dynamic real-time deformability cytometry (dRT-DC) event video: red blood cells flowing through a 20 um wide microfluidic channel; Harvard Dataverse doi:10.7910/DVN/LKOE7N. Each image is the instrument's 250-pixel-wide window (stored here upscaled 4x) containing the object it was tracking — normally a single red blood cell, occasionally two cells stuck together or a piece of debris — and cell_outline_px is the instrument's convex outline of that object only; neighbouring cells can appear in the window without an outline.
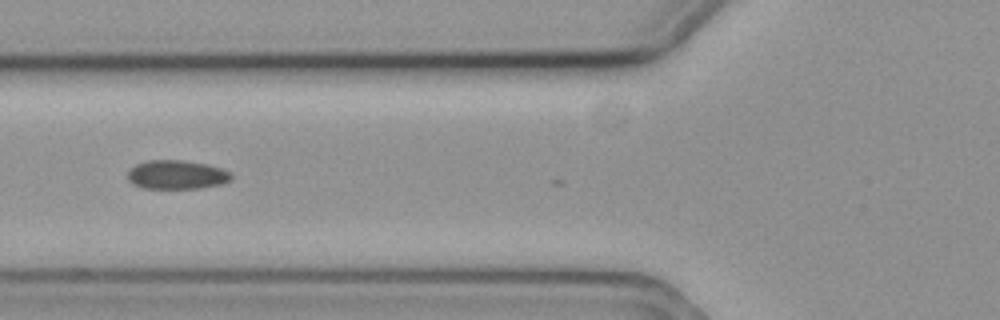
{"species": "common noctule bat (a hibernating species)", "species_latin": "Nyctalus noctula", "temperature_condition": "cold", "stored_images_in_passage": 25, "camera_frame_rate_fps": 3000, "um_per_image_px": 0.085, "animal": {"sex": "female", "body_mass_g": 19.3, "forearm_length_mm": 54.1}, "frame": {"image": 1, "passage_image": 2, "time_ms": 0.333, "image_size_px": [1000, 320], "cell_outline_px": [[232, 180], [220, 184], [196, 188], [144, 188], [132, 184], [128, 180], [128, 172], [136, 164], [148, 160], [180, 160], [208, 164], [232, 172]], "centroid_in_image_um": [15.03, 14.84], "position_along_channel_um": 110.8, "area_um2": 17.4}}
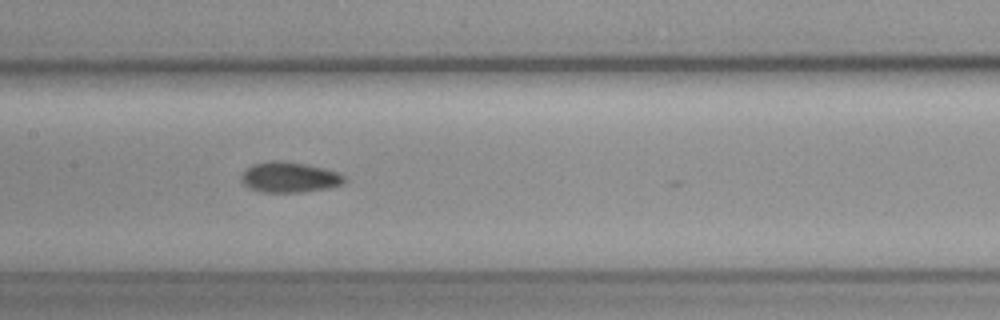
{"frame": {"image": 2, "passage_image": 8, "time_ms": 2.333, "image_size_px": [1000, 320], "cell_outline_px": [[344, 180], [340, 184], [328, 188], [300, 192], [264, 192], [248, 188], [240, 180], [240, 176], [252, 164], [272, 160], [284, 160], [308, 164], [324, 168], [336, 172], [344, 176]], "centroid_in_image_um": [24.55, 15.05], "position_along_channel_um": 182.8, "area_um2": 18.26}}
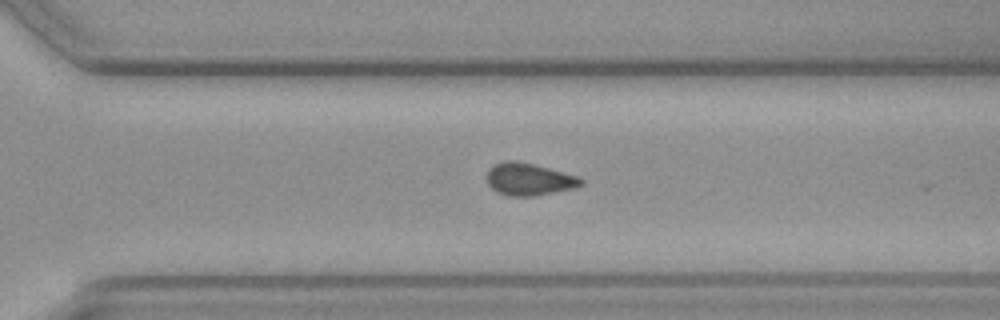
{"frame": {"image": 3, "passage_image": 20, "time_ms": 6.333, "image_size_px": [1000, 320], "cell_outline_px": [[584, 184], [576, 188], [536, 196], [508, 196], [496, 192], [488, 184], [488, 172], [496, 164], [504, 160], [516, 160], [580, 176], [584, 180]], "centroid_in_image_um": [45.02, 15.25], "position_along_channel_um": 325.6, "area_um2": 17.8}, "authors_computed_cell_mechanics": {"area_um2": 17.8024, "velocity_mm_per_s": 3.5743, "shape_relaxation_time_tau1_ms": 10.0526, "shape_relaxation_time_tau2_ms": null, "deformation_change_tau1": 0.117, "deformation_change_tau2": null}}